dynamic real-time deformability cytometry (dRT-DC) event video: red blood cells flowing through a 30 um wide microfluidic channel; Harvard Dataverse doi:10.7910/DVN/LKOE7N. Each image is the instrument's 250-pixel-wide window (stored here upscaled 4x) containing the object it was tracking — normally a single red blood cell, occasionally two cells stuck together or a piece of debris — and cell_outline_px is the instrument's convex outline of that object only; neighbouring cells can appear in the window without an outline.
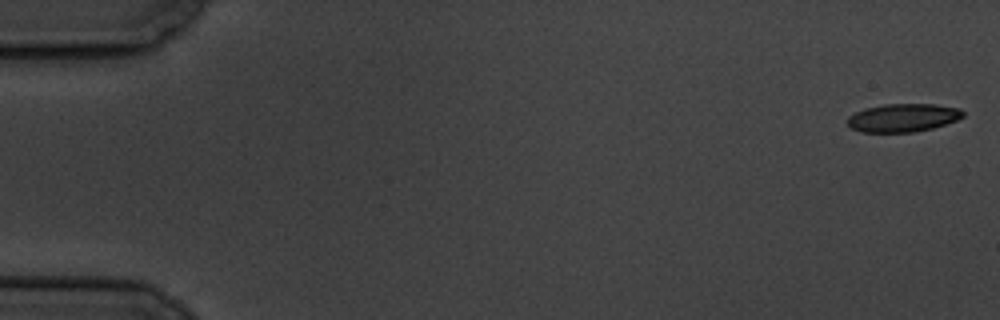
{"species": "common noctule bat (a hibernating species)", "species_latin": "Nyctalus noctula", "temperature_condition": "cold", "stored_images_in_passage": 5, "camera_frame_rate_fps": 3000, "um_per_image_px": 0.085, "animal": {"sex": "male", "body_mass_g": 19.5, "forearm_length_mm": 54.6}, "frame": {"image": 1, "passage_image": 1, "time_ms": 0.0, "image_size_px": [1000, 320], "cell_outline_px": [[964, 116], [956, 120], [932, 128], [916, 132], [860, 132], [848, 128], [848, 116], [864, 108], [884, 104], [932, 104], [960, 108], [964, 112]], "centroid_in_image_um": [76.72, 10.01], "position_along_channel_um": 8.3, "area_um2": 19.07}}
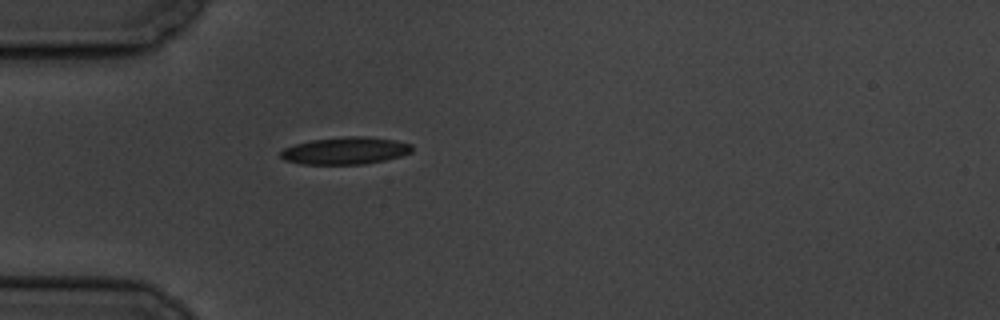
{"frame": {"image": 2, "passage_image": 5, "time_ms": 5.333, "image_size_px": [1000, 320], "cell_outline_px": [[412, 152], [400, 156], [384, 160], [364, 164], [300, 164], [284, 160], [280, 156], [280, 152], [284, 148], [296, 144], [312, 140], [344, 136], [364, 136], [396, 140], [412, 144]], "centroid_in_image_um": [29.36, 12.81], "position_along_channel_um": 55.6, "area_um2": 20.87}}